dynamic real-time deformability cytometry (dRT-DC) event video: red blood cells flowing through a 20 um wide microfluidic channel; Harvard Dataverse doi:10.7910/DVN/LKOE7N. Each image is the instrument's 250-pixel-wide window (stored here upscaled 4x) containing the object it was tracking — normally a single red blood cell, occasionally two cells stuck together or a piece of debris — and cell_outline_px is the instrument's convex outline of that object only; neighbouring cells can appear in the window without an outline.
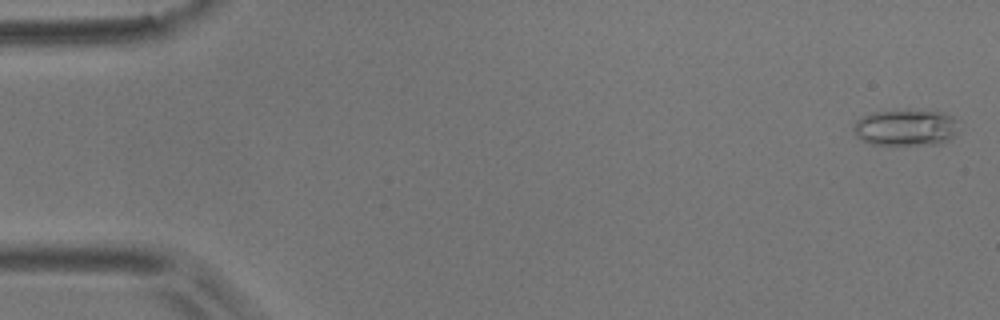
{"species": "common noctule bat (a hibernating species)", "species_latin": "Nyctalus noctula", "temperature_condition": "room temperature", "stored_images_in_passage": 55, "camera_frame_rate_fps": 3000, "um_per_image_px": 0.085, "animal": {"sex": "male", "body_mass_g": 17.9}, "frame": {"image": 1, "passage_image": 2, "time_ms": 0.333, "image_size_px": [1000, 320], "cell_outline_px": [[956, 132], [948, 140], [940, 144], [872, 144], [860, 140], [856, 136], [852, 128], [856, 120], [860, 116], [872, 112], [940, 112], [952, 116], [956, 120]], "centroid_in_image_um": [76.92, 10.87], "position_along_channel_um": 8.1, "area_um2": 21.73}}
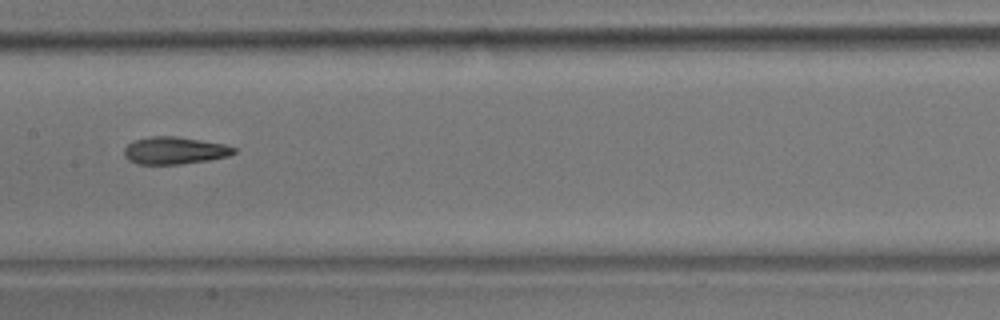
{"frame": {"image": 2, "passage_image": 28, "time_ms": 9.0, "image_size_px": [1000, 320], "cell_outline_px": [[236, 152], [228, 156], [208, 160], [180, 164], [136, 164], [128, 160], [124, 156], [124, 148], [128, 144], [136, 140], [152, 136], [176, 136], [224, 144], [236, 148]], "centroid_in_image_um": [14.82, 12.8], "position_along_channel_um": 192.6, "area_um2": 17.4}}
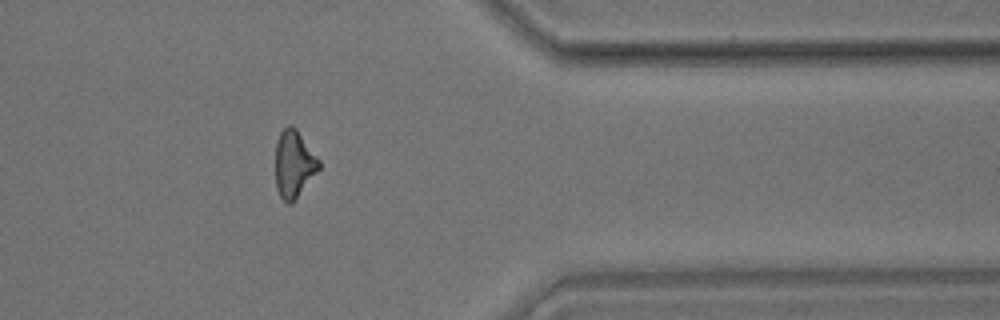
{"frame": {"image": 3, "passage_image": 45, "time_ms": 14.667, "image_size_px": [1000, 320], "cell_outline_px": [[320, 168], [292, 204], [288, 204], [280, 196], [276, 188], [276, 140], [280, 132], [288, 124], [292, 124], [296, 128], [320, 160]], "centroid_in_image_um": [24.98, 13.92], "position_along_channel_um": 386.4, "area_um2": 17.11}, "authors_computed_cell_mechanics": {"area_um2": 17.3978, "velocity_mm_per_s": 3.7035, "shape_relaxation_time_tau1_ms": 9.8542, "shape_relaxation_time_tau2_ms": 4.9196, "deformation_change_tau1": 0.237, "deformation_change_tau2": 0.1405}}